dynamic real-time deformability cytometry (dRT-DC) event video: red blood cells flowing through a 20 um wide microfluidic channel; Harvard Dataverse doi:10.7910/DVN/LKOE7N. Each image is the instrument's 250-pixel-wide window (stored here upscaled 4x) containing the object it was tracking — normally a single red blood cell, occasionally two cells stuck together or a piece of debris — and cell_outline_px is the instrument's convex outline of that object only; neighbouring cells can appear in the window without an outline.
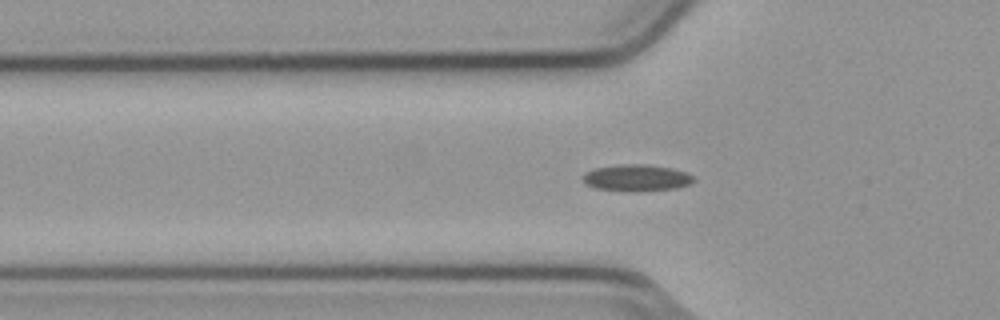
{"species": "common noctule bat (a hibernating species)", "species_latin": "Nyctalus noctula", "temperature_condition": "cold", "stored_images_in_passage": 38, "camera_frame_rate_fps": 3000, "um_per_image_px": 0.085, "animal": {"sex": "male", "body_mass_g": 23.1, "forearm_length_mm": 52.7}, "frame": {"image": 1, "passage_image": 3, "time_ms": 0.667, "image_size_px": [1000, 320], "cell_outline_px": [[696, 180], [688, 184], [676, 188], [640, 192], [636, 192], [596, 188], [584, 184], [584, 172], [596, 168], [620, 164], [644, 164], [672, 168], [688, 172]], "centroid_in_image_um": [54.13, 15.12], "position_along_channel_um": 71.7, "area_um2": 17.28}}
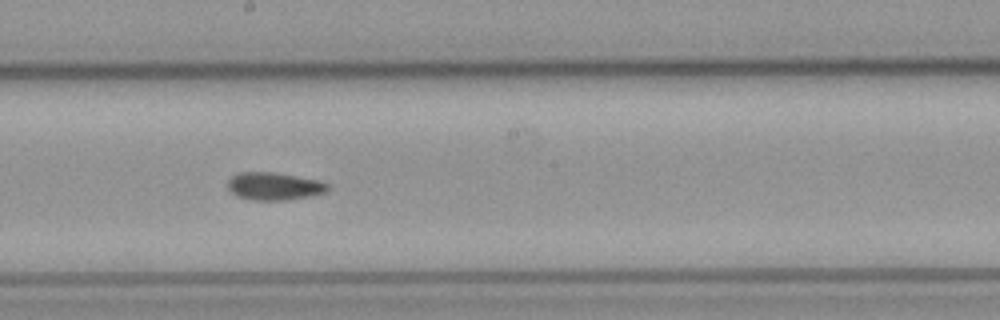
{"frame": {"image": 2, "passage_image": 15, "time_ms": 4.667, "image_size_px": [1000, 320], "cell_outline_px": [[332, 188], [328, 192], [312, 196], [288, 200], [256, 200], [236, 196], [228, 188], [228, 180], [232, 176], [240, 172], [276, 172], [320, 180], [328, 184]], "centroid_in_image_um": [23.38, 15.83], "position_along_channel_um": 224.8, "area_um2": 16.42}}
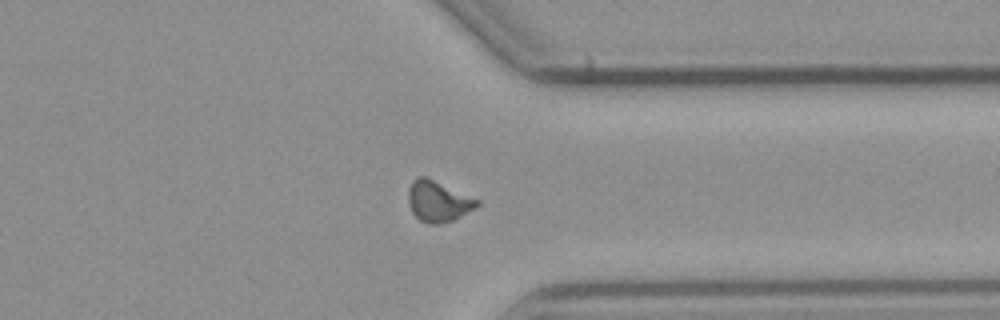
{"frame": {"image": 3, "passage_image": 27, "time_ms": 8.667, "image_size_px": [1000, 320], "cell_outline_px": [[480, 204], [476, 208], [444, 224], [428, 224], [420, 220], [412, 212], [408, 204], [408, 188], [412, 180], [420, 176], [424, 176], [480, 200]], "centroid_in_image_um": [37.23, 17.12], "position_along_channel_um": 374.2, "area_um2": 16.36}}